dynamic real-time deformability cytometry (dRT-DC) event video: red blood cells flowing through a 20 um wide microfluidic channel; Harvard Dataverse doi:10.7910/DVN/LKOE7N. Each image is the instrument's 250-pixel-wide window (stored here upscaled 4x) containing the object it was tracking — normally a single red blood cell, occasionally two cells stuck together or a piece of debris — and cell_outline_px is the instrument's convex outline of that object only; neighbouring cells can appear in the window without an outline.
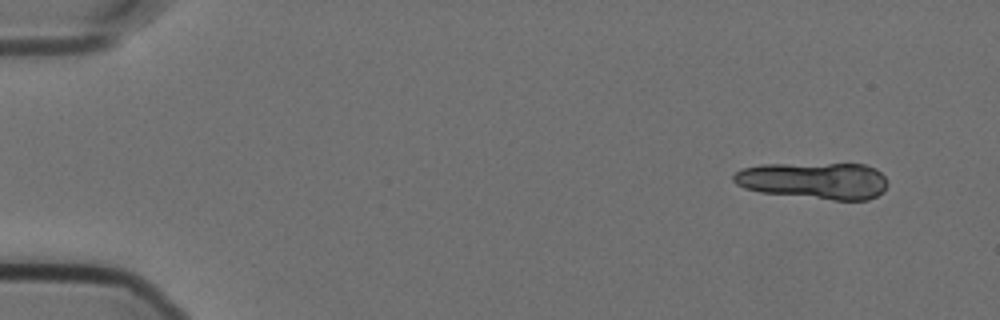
{"species": "Egyptian fruit bat (a non-hibernating species)", "species_latin": "Rousettus aegyptiacus", "temperature_condition": "cold", "stored_images_in_passage": 22, "camera_frame_rate_fps": 3000, "um_per_image_px": 0.085, "animal": {"sex": "female"}, "frame": {"image": 1, "passage_image": 4, "time_ms": 1.0, "image_size_px": [1000, 320], "cell_outline_px": [[888, 184], [876, 196], [868, 200], [832, 200], [760, 192], [744, 188], [736, 184], [732, 180], [732, 176], [740, 168], [760, 164], [864, 164], [876, 168], [888, 180]], "centroid_in_image_um": [69.17, 15.35], "position_along_channel_um": 15.8, "area_um2": 33.23}}